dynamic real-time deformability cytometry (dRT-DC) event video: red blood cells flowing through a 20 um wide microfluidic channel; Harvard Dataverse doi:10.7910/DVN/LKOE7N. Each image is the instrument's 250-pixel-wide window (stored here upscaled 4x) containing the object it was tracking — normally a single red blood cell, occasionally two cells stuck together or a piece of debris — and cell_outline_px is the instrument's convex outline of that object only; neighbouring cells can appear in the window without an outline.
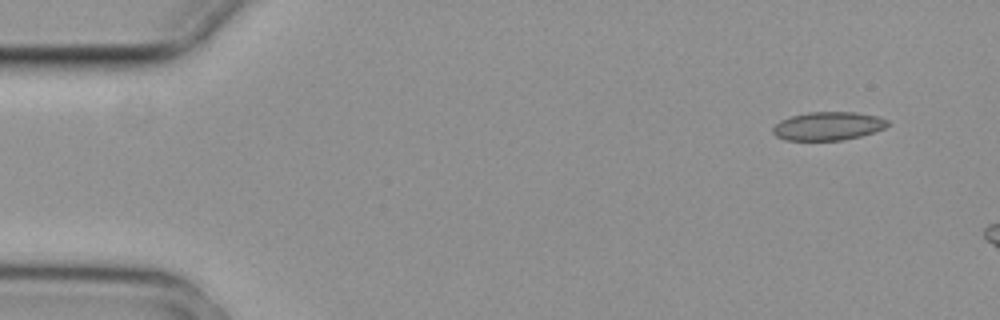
{"species": "common noctule bat (a hibernating species)", "species_latin": "Nyctalus noctula", "temperature_condition": "cold", "stored_images_in_passage": 2, "camera_frame_rate_fps": 3000, "um_per_image_px": 0.085, "animal": {"sex": "female", "body_mass_g": 29.2, "forearm_length_mm": 56.3}, "frame": {"image": 1, "passage_image": 1, "time_ms": 0.0, "image_size_px": [1000, 320], "cell_outline_px": [[888, 124], [884, 128], [860, 136], [844, 140], [784, 140], [776, 136], [772, 132], [772, 128], [780, 120], [792, 116], [808, 112], [856, 112], [876, 116], [888, 120]], "centroid_in_image_um": [70.35, 10.71], "position_along_channel_um": 14.6, "area_um2": 18.9}}